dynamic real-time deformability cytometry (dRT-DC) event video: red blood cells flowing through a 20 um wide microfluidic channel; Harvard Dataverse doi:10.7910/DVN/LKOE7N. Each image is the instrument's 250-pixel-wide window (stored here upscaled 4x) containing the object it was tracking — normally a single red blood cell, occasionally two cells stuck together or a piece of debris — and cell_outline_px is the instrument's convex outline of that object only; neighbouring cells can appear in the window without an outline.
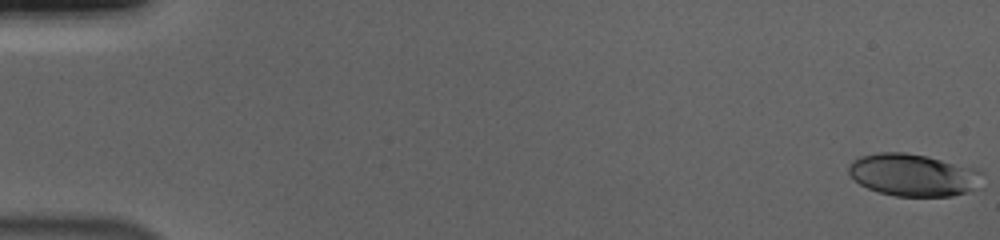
{"species": "human", "species_latin": "Homo sapiens", "temperature_condition": "cold", "stored_images_in_passage": 57, "camera_frame_rate_fps": 3000, "um_per_image_px": 0.085, "donor": {"sex": "male"}, "frame": {"image": 1, "passage_image": 1, "time_ms": 0.0, "image_size_px": [1000, 240], "cell_outline_px": [[984, 172], [972, 188], [964, 192], [952, 196], [896, 196], [880, 192], [868, 188], [860, 184], [848, 172], [848, 164], [852, 160], [860, 156], [876, 152], [904, 152], [928, 156], [976, 168]], "centroid_in_image_um": [77.56, 14.84], "position_along_channel_um": 7.4, "area_um2": 32.71}}
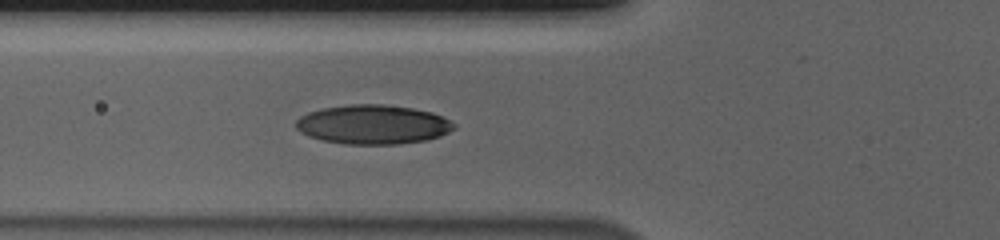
{"frame": {"image": 2, "passage_image": 22, "time_ms": 7.0, "image_size_px": [1000, 240], "cell_outline_px": [[456, 128], [440, 136], [428, 140], [400, 144], [344, 144], [324, 140], [308, 136], [300, 132], [296, 128], [296, 120], [300, 116], [308, 112], [324, 108], [348, 104], [384, 104], [412, 108], [432, 112], [456, 124]], "centroid_in_image_um": [31.7, 10.58], "position_along_channel_um": 94.1, "area_um2": 36.24}}
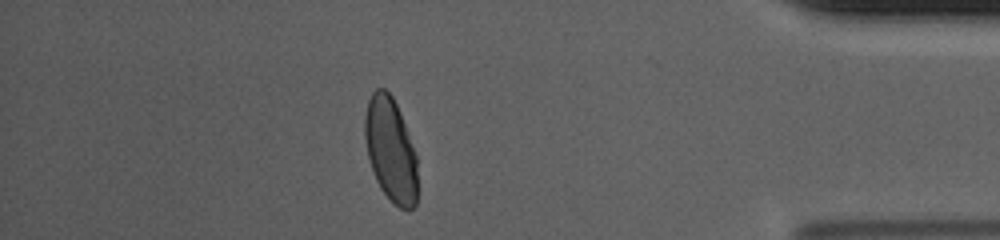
{"frame": {"image": 3, "passage_image": 50, "time_ms": 16.333, "image_size_px": [1000, 240], "cell_outline_px": [[416, 204], [408, 212], [392, 204], [380, 188], [376, 180], [368, 156], [364, 136], [364, 116], [368, 100], [372, 92], [376, 88], [384, 88], [392, 96], [400, 112], [416, 156]], "centroid_in_image_um": [33.18, 12.75], "position_along_channel_um": 402.0, "area_um2": 31.91}, "authors_computed_cell_mechanics": {"area_um2": 33.1772, "velocity_mm_per_s": 3.6856, "shape_relaxation_time_tau1_ms": 5.7935, "shape_relaxation_time_tau2_ms": 1.0423, "deformation_change_tau1": 0.1881, "deformation_change_tau2": 0.0464}}